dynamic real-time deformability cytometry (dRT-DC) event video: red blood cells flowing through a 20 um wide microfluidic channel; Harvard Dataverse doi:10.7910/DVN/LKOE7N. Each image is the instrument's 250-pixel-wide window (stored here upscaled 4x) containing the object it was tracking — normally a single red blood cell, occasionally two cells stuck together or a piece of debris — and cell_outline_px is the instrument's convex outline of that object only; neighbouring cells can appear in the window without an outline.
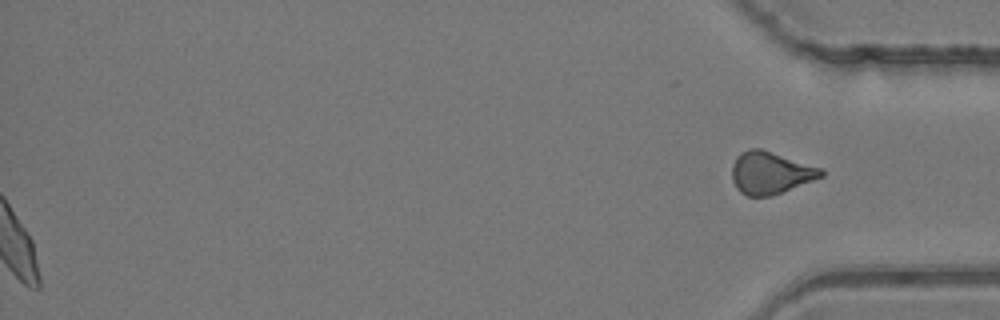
{"species": "common noctule bat (a hibernating species)", "species_latin": "Nyctalus noctula", "temperature_condition": "room temperature", "stored_images_in_passage": 47, "segment_of_instrument_passage": [2, 2], "camera_frame_rate_fps": 3000, "um_per_image_px": 0.085, "animal": {"sex": "female", "body_mass_g": 24.6, "forearm_length_mm": 56.2}, "frame": {"image": 1, "passage_image": 47, "time_ms": 15.333, "image_size_px": [1000, 320], "cell_outline_px": [[824, 176], [772, 196], [748, 196], [740, 192], [736, 188], [732, 180], [732, 164], [736, 156], [740, 152], [748, 148], [760, 148], [824, 168]], "centroid_in_image_um": [65.48, 14.68], "position_along_channel_um": 369.7, "area_um2": 22.25}}